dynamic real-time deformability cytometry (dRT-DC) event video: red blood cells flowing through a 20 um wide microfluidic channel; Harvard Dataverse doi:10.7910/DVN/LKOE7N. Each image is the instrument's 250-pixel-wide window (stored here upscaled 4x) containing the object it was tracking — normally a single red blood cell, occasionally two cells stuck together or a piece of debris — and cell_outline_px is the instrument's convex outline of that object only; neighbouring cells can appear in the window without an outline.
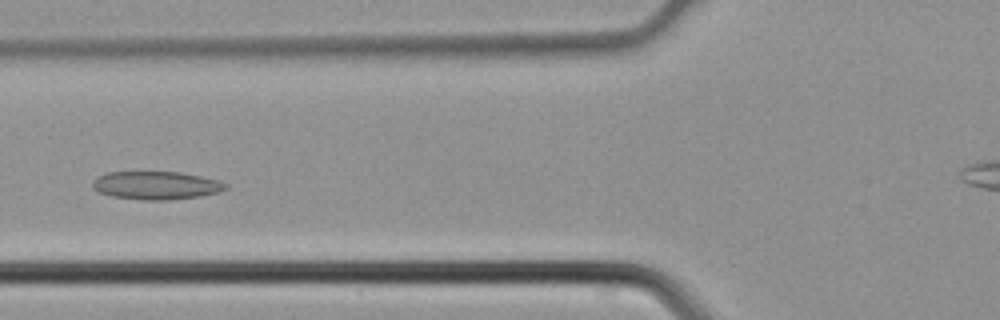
{"species": "common noctule bat (a hibernating species)", "species_latin": "Nyctalus noctula", "temperature_condition": "cold", "stored_images_in_passage": 4, "camera_frame_rate_fps": 3000, "um_per_image_px": 0.085, "animal": {"sex": "male", "body_mass_g": 21.5, "forearm_length_mm": 52.0}, "frame": {"image": 1, "passage_image": 4, "time_ms": 1.0, "image_size_px": [1000, 320], "cell_outline_px": [[228, 188], [220, 192], [200, 196], [168, 200], [144, 200], [112, 196], [100, 192], [92, 188], [92, 180], [96, 176], [108, 172], [180, 172], [200, 176], [216, 180], [228, 184]], "centroid_in_image_um": [13.26, 15.76], "position_along_channel_um": 112.5, "area_um2": 21.85}}